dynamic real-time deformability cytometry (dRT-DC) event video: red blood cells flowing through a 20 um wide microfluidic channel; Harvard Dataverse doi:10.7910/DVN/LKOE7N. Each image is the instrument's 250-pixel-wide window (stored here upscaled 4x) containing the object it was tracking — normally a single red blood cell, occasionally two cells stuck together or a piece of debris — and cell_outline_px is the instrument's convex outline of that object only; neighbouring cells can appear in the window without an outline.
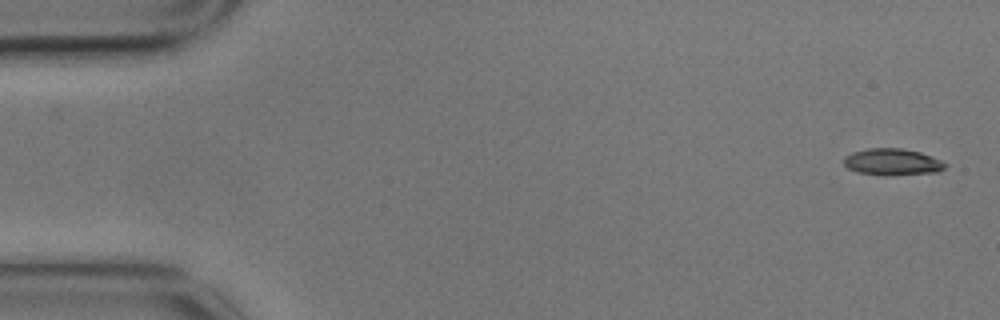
{"species": "common noctule bat (a hibernating species)", "species_latin": "Nyctalus noctula", "temperature_condition": "cold", "stored_images_in_passage": 5, "camera_frame_rate_fps": 3000, "um_per_image_px": 0.085, "animal": {"sex": "male", "body_mass_g": 17.9}, "frame": {"image": 1, "passage_image": 1, "time_ms": 0.0, "image_size_px": [1000, 320], "cell_outline_px": [[948, 164], [940, 172], [884, 176], [856, 172], [848, 168], [844, 164], [844, 156], [852, 152], [868, 148], [900, 148], [920, 152], [940, 160]], "centroid_in_image_um": [75.84, 13.78], "position_along_channel_um": 9.2, "area_um2": 15.9}}
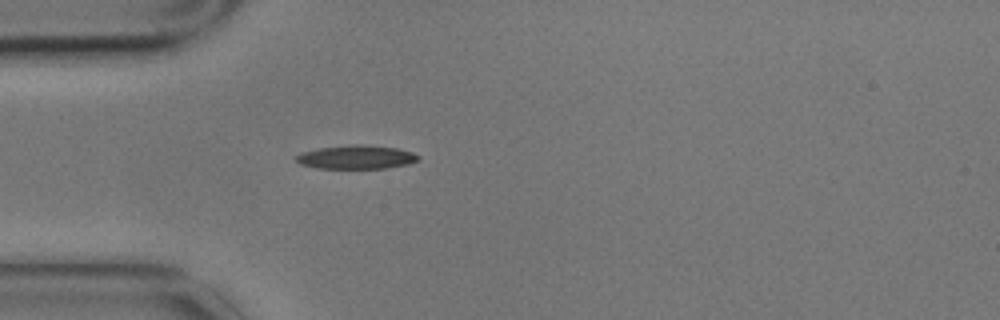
{"frame": {"image": 2, "passage_image": 5, "time_ms": 1.333, "image_size_px": [1000, 320], "cell_outline_px": [[420, 160], [408, 164], [388, 168], [316, 168], [300, 164], [296, 160], [296, 156], [300, 152], [320, 148], [356, 144], [364, 144], [400, 148], [412, 152], [420, 156]], "centroid_in_image_um": [30.33, 13.35], "position_along_channel_um": 54.7, "area_um2": 16.99}}